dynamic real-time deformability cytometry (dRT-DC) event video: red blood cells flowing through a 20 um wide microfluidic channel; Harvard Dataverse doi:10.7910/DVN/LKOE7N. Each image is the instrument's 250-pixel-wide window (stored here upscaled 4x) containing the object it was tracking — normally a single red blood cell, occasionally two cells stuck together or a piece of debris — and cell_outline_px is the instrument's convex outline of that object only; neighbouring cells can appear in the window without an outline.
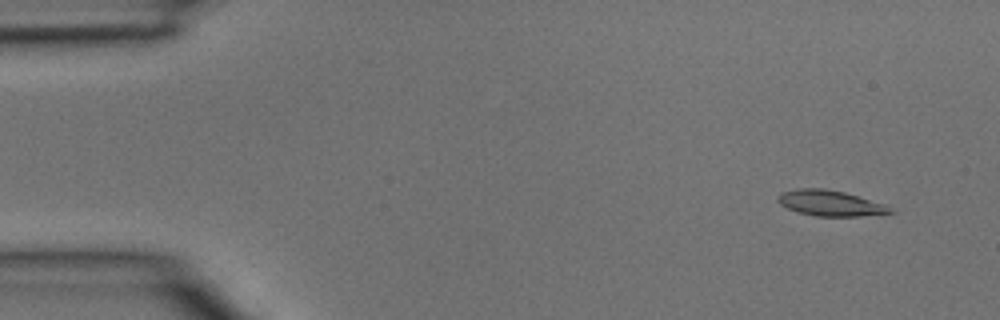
{"species": "common noctule bat (a hibernating species)", "species_latin": "Nyctalus noctula", "temperature_condition": "room temperature", "stored_images_in_passage": 2, "segment_of_instrument_passage": [2, 2], "camera_frame_rate_fps": 3000, "um_per_image_px": 0.085, "animal": {"sex": "male", "body_mass_g": 15.6}, "frame": {"image": 1, "passage_image": 2, "time_ms": 0.333, "image_size_px": [1000, 320], "cell_outline_px": [[896, 212], [860, 216], [816, 216], [796, 212], [780, 204], [776, 200], [776, 196], [780, 192], [796, 188], [824, 188], [844, 192], [884, 204], [896, 208]], "centroid_in_image_um": [70.55, 17.26], "position_along_channel_um": 14.4, "area_um2": 16.99}}